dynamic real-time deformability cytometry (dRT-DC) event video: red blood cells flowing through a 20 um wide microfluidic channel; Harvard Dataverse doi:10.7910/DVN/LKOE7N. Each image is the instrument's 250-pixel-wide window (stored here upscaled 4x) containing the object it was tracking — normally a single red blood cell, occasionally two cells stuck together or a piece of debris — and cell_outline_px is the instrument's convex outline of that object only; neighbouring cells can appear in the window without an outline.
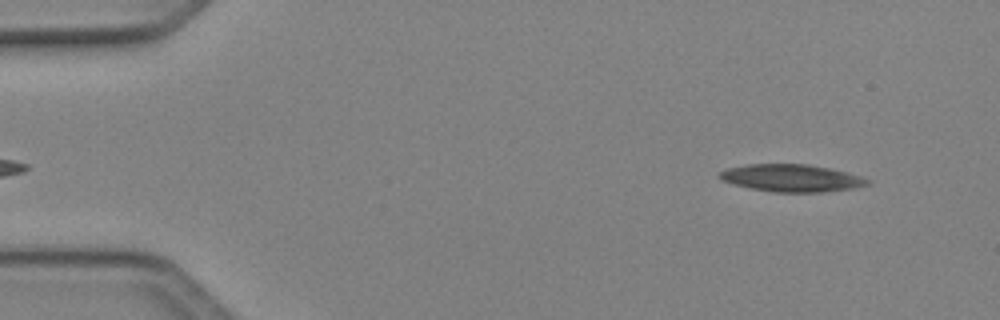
{"species": "Egyptian fruit bat (a non-hibernating species)", "species_latin": "Rousettus aegyptiacus", "temperature_condition": "cold", "stored_images_in_passage": 46, "camera_frame_rate_fps": 3000, "um_per_image_px": 0.085, "animal": {"sex": "female"}, "frame": {"image": 1, "passage_image": 1, "time_ms": 0.0, "image_size_px": [1000, 320], "cell_outline_px": [[872, 180], [868, 184], [852, 188], [824, 192], [772, 192], [732, 184], [724, 180], [720, 176], [720, 172], [728, 168], [748, 164], [808, 164], [828, 168], [860, 176]], "centroid_in_image_um": [67.29, 15.13], "position_along_channel_um": 17.7, "area_um2": 23.24}}
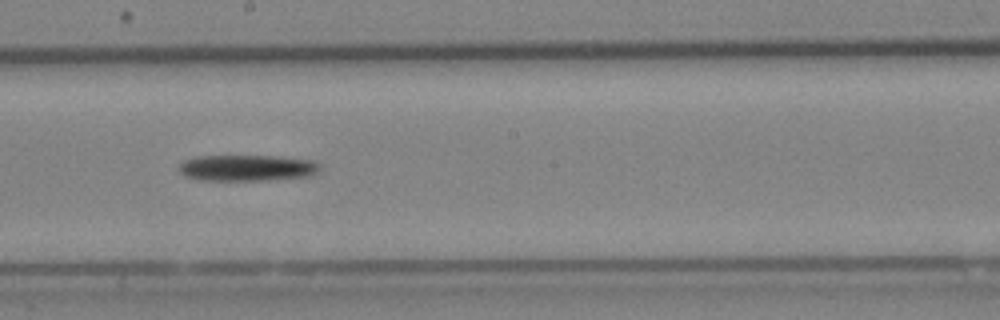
{"frame": {"image": 2, "passage_image": 24, "time_ms": 7.667, "image_size_px": [1000, 320], "cell_outline_px": [[320, 168], [312, 176], [264, 180], [200, 180], [184, 176], [180, 172], [180, 164], [184, 160], [196, 156], [276, 156], [312, 160], [320, 164]], "centroid_in_image_um": [21.0, 14.27], "position_along_channel_um": 227.2, "area_um2": 21.5}}
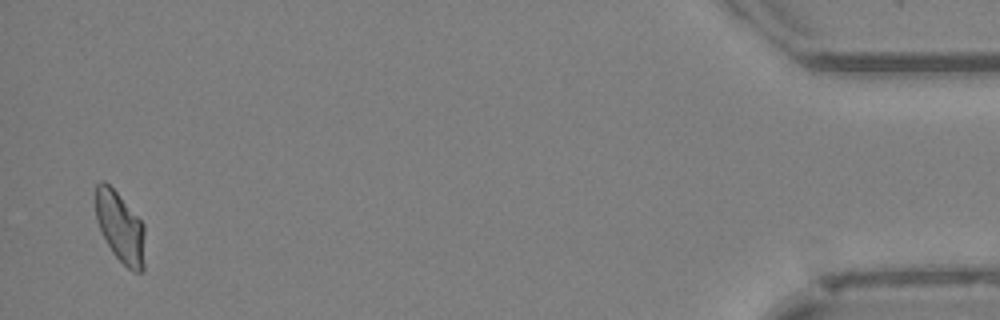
{"frame": {"image": 3, "passage_image": 45, "time_ms": 14.667, "image_size_px": [1000, 320], "cell_outline_px": [[144, 272], [132, 272], [112, 252], [96, 220], [96, 184], [100, 180], [104, 180], [116, 192], [144, 224]], "centroid_in_image_um": [10.23, 19.33], "position_along_channel_um": 425.0, "area_um2": 20.06}}